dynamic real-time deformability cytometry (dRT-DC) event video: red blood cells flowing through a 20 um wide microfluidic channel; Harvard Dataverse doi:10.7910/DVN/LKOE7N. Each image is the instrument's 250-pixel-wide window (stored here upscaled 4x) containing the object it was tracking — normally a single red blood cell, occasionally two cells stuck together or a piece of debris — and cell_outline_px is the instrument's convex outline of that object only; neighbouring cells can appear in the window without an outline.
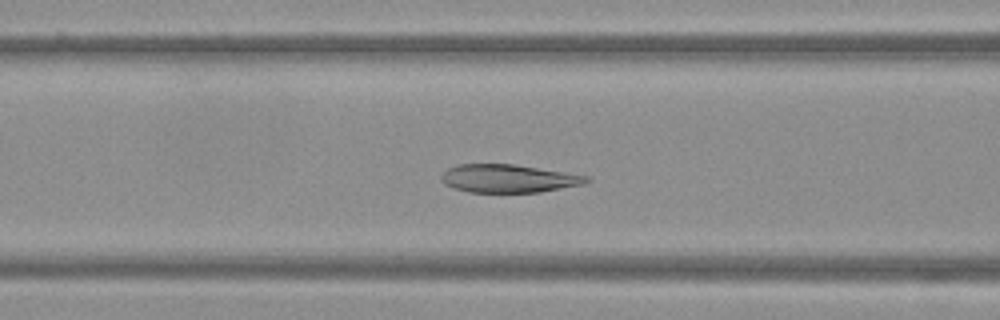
{"species": "Egyptian fruit bat (a non-hibernating species)", "species_latin": "Rousettus aegyptiacus", "temperature_condition": "warm", "stored_images_in_passage": 49, "camera_frame_rate_fps": 3000, "um_per_image_px": 0.085, "frame": {"image": 1, "passage_image": 19, "time_ms": 6.0, "image_size_px": [1000, 320], "cell_outline_px": [[592, 180], [584, 184], [540, 192], [468, 192], [452, 188], [444, 184], [440, 180], [440, 176], [448, 168], [456, 164], [516, 164], [588, 176]], "centroid_in_image_um": [43.19, 15.17], "position_along_channel_um": 123.4, "area_um2": 23.93}}
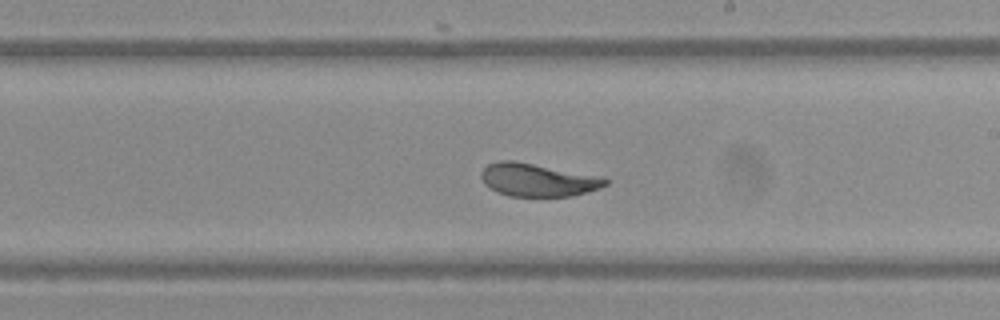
{"frame": {"image": 2, "passage_image": 28, "time_ms": 9.0, "image_size_px": [1000, 320], "cell_outline_px": [[608, 184], [600, 188], [572, 196], [508, 196], [496, 192], [484, 184], [480, 176], [480, 172], [488, 164], [500, 160], [512, 160], [604, 176], [608, 180]], "centroid_in_image_um": [45.71, 15.29], "position_along_channel_um": 243.3, "area_um2": 24.1}}
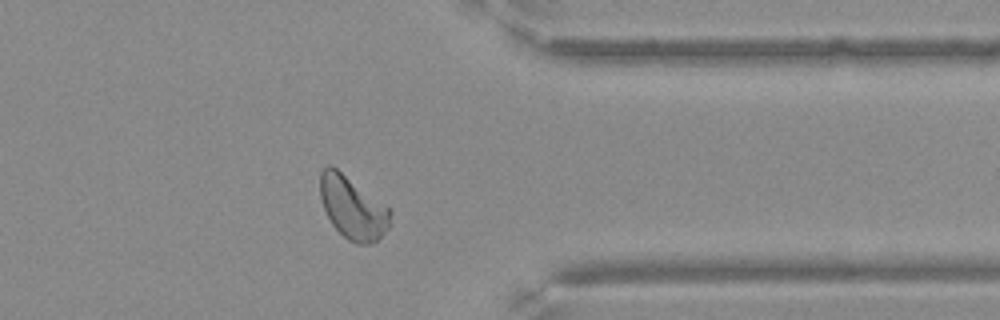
{"frame": {"image": 3, "passage_image": 39, "time_ms": 12.667, "image_size_px": [1000, 320], "cell_outline_px": [[392, 212], [388, 228], [376, 240], [368, 244], [356, 244], [348, 240], [332, 224], [324, 208], [320, 196], [320, 172], [328, 164], [332, 164], [388, 208]], "centroid_in_image_um": [29.95, 17.64], "position_along_channel_um": 381.5, "area_um2": 25.14}}